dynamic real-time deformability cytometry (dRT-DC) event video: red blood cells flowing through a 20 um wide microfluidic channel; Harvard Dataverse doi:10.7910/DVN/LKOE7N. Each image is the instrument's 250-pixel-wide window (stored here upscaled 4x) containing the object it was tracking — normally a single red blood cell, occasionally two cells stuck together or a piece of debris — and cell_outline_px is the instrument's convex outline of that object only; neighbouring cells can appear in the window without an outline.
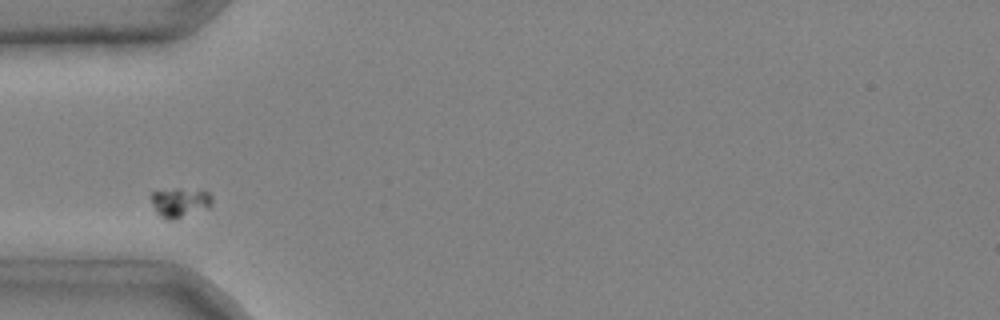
{"species": "common noctule bat (a hibernating species)", "species_latin": "Nyctalus noctula", "temperature_condition": "cold", "stored_images_in_passage": 2, "camera_frame_rate_fps": 3000, "um_per_image_px": 0.085, "animal": {"sex": "male", "body_mass_g": 20.4}, "frame": {"image": 1, "passage_image": 1, "time_ms": 0.0, "image_size_px": [1000, 320], "cell_outline_px": [[212, 204], [208, 208], [176, 220], [168, 220], [160, 216], [156, 212], [152, 204], [152, 192], [176, 188], [180, 188], [208, 192], [212, 196]], "centroid_in_image_um": [15.3, 17.22], "position_along_channel_um": 69.7, "area_um2": 10.52}}